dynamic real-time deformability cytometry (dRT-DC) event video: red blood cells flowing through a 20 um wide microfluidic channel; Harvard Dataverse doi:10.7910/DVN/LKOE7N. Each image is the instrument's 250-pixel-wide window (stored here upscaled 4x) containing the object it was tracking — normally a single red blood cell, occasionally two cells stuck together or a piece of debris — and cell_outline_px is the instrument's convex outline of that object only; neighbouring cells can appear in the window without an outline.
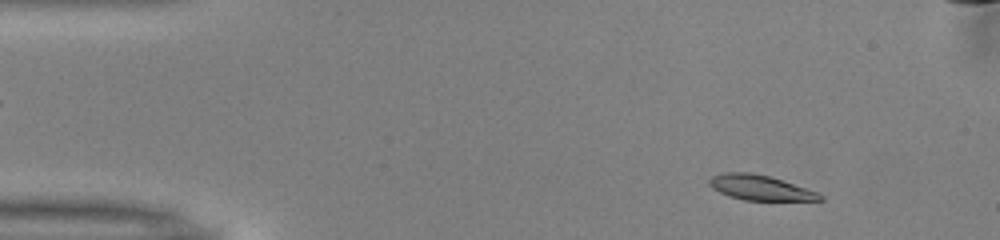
{"species": "common noctule bat (a hibernating species)", "species_latin": "Nyctalus noctula", "temperature_condition": "warm", "stored_images_in_passage": 51, "camera_frame_rate_fps": 3000, "um_per_image_px": 0.085, "animal": {"sex": "male", "body_mass_g": 13.0, "forearm_length_mm": 53.1}, "frame": {"image": 1, "passage_image": 6, "time_ms": 1.667, "image_size_px": [1000, 240], "cell_outline_px": [[824, 200], [744, 200], [728, 196], [712, 188], [708, 184], [708, 180], [712, 176], [728, 172], [752, 172], [768, 176], [816, 192], [824, 196]], "centroid_in_image_um": [64.55, 15.95], "position_along_channel_um": 20.4, "area_um2": 15.84}}
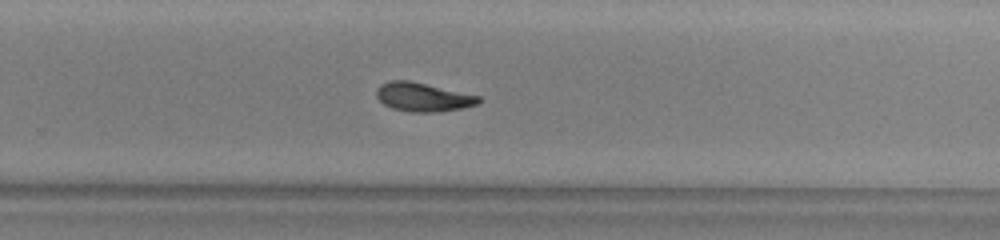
{"frame": {"image": 2, "passage_image": 33, "time_ms": 10.667, "image_size_px": [1000, 240], "cell_outline_px": [[484, 100], [476, 104], [464, 108], [436, 112], [412, 112], [392, 108], [384, 104], [376, 96], [376, 88], [380, 84], [388, 80], [408, 80], [480, 96]], "centroid_in_image_um": [35.94, 8.25], "position_along_channel_um": 293.9, "area_um2": 17.17}}
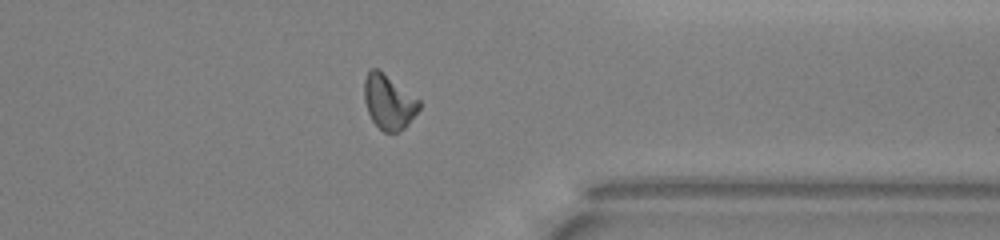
{"frame": {"image": 3, "passage_image": 40, "time_ms": 13.0, "image_size_px": [1000, 240], "cell_outline_px": [[420, 108], [408, 124], [404, 128], [396, 132], [384, 132], [372, 120], [368, 112], [364, 100], [364, 80], [368, 72], [372, 68], [376, 68], [420, 100]], "centroid_in_image_um": [33.03, 8.68], "position_along_channel_um": 378.4, "area_um2": 17.11}, "authors_computed_cell_mechanics": {"area_um2": 17.1666, "velocity_mm_per_s": 4.0018, "shape_relaxation_time_tau1_ms": 5.1905, "shape_relaxation_time_tau2_ms": 8.1823, "deformation_change_tau1": 0.1506, "deformation_change_tau2": 0.1612}}